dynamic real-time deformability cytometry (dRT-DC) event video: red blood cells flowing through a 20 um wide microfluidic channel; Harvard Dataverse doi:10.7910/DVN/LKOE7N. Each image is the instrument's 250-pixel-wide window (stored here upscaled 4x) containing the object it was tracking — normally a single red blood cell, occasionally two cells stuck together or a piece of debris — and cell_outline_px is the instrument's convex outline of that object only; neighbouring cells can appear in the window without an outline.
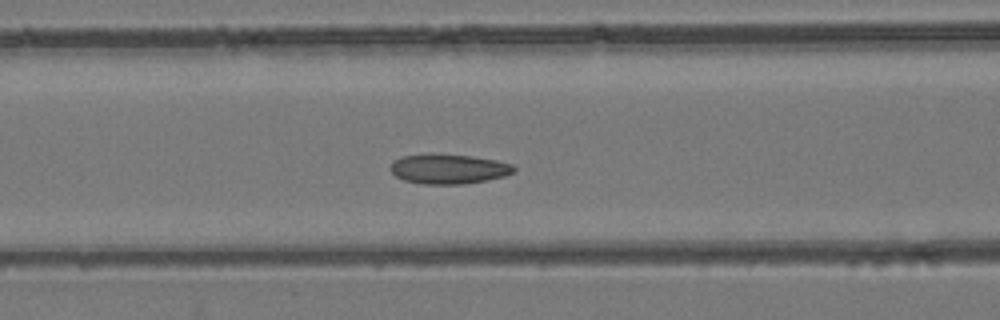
{"species": "common noctule bat (a hibernating species)", "species_latin": "Nyctalus noctula", "temperature_condition": "room temperature", "stored_images_in_passage": 48, "camera_frame_rate_fps": 3000, "um_per_image_px": 0.085, "animal": {"sex": "female", "body_mass_g": 24.6, "forearm_length_mm": 56.2}, "frame": {"image": 1, "passage_image": 19, "time_ms": 6.0, "image_size_px": [1000, 320], "cell_outline_px": [[516, 168], [512, 172], [504, 176], [464, 184], [424, 184], [404, 180], [396, 176], [388, 168], [396, 160], [404, 156], [472, 156], [496, 160], [512, 164]], "centroid_in_image_um": [38.16, 14.39], "position_along_channel_um": 128.4, "area_um2": 20.52}}
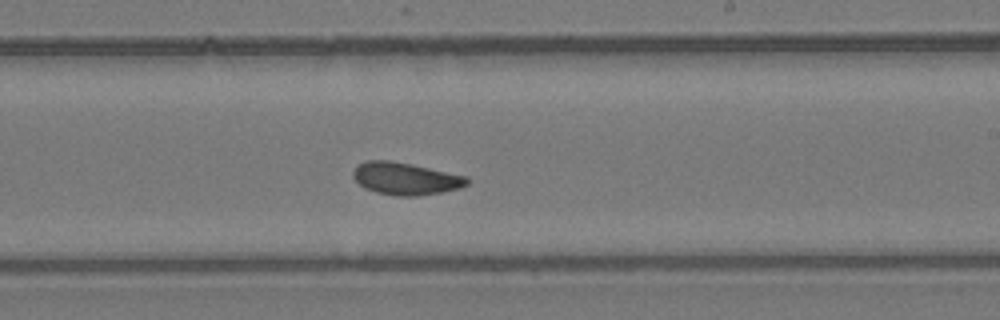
{"frame": {"image": 2, "passage_image": 28, "time_ms": 9.0, "image_size_px": [1000, 320], "cell_outline_px": [[468, 184], [460, 188], [444, 192], [420, 196], [396, 196], [376, 192], [364, 188], [352, 176], [352, 172], [360, 164], [368, 160], [388, 160], [412, 164], [468, 176]], "centroid_in_image_um": [34.5, 15.19], "position_along_channel_um": 254.5, "area_um2": 21.56}}
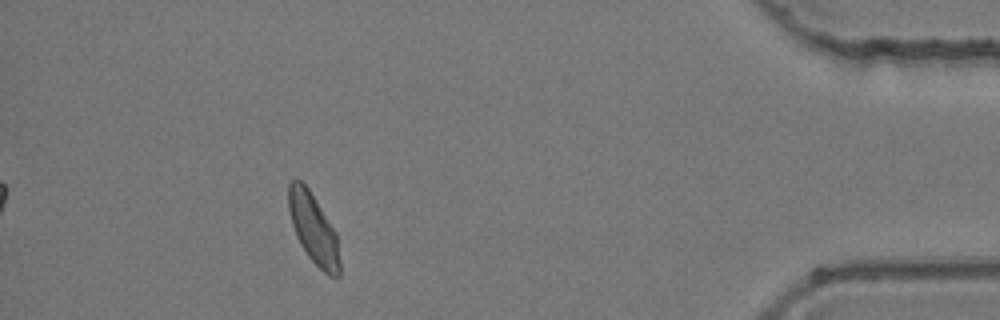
{"frame": {"image": 3, "passage_image": 43, "time_ms": 14.0, "image_size_px": [1000, 320], "cell_outline_px": [[340, 276], [328, 276], [308, 256], [300, 244], [296, 236], [292, 224], [288, 208], [288, 184], [292, 180], [300, 180], [308, 188], [336, 232], [340, 260]], "centroid_in_image_um": [26.64, 19.45], "position_along_channel_um": 408.6, "area_um2": 20.75}}